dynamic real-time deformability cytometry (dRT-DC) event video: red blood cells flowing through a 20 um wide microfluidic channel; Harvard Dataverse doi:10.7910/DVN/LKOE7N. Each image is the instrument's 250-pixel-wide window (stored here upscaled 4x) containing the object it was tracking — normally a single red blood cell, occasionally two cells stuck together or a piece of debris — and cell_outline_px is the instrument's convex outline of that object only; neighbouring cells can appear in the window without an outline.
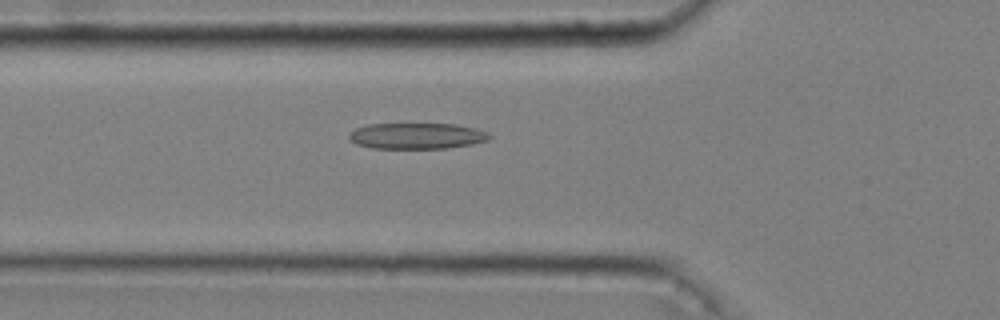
{"species": "common noctule bat (a hibernating species)", "species_latin": "Nyctalus noctula", "temperature_condition": "cold", "stored_images_in_passage": 49, "camera_frame_rate_fps": 3000, "um_per_image_px": 0.085, "animal": {"sex": "male", "body_mass_g": 20.4}, "frame": {"image": 1, "passage_image": 19, "time_ms": 6.0, "image_size_px": [1000, 320], "cell_outline_px": [[492, 136], [488, 140], [472, 144], [444, 148], [372, 148], [356, 144], [348, 136], [348, 132], [356, 128], [368, 124], [456, 124], [476, 128], [488, 132]], "centroid_in_image_um": [35.43, 11.54], "position_along_channel_um": 90.4, "area_um2": 21.27}}
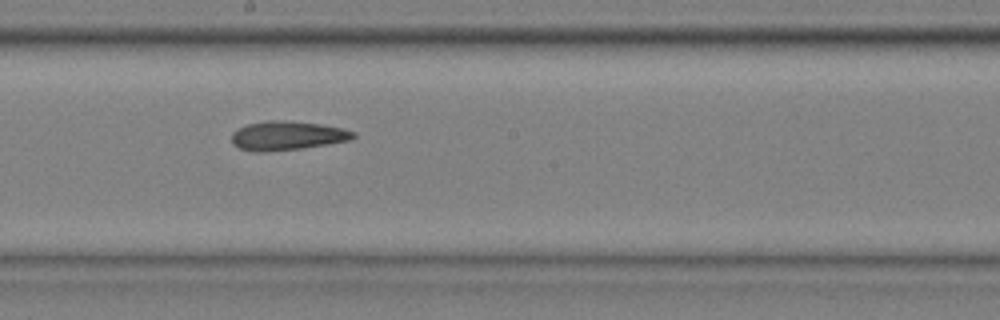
{"frame": {"image": 2, "passage_image": 30, "time_ms": 9.667, "image_size_px": [1000, 320], "cell_outline_px": [[356, 136], [352, 140], [300, 148], [264, 152], [252, 152], [240, 148], [232, 144], [232, 132], [248, 124], [268, 120], [284, 120], [320, 124], [344, 128], [356, 132]], "centroid_in_image_um": [24.43, 11.53], "position_along_channel_um": 223.8, "area_um2": 20.58}}
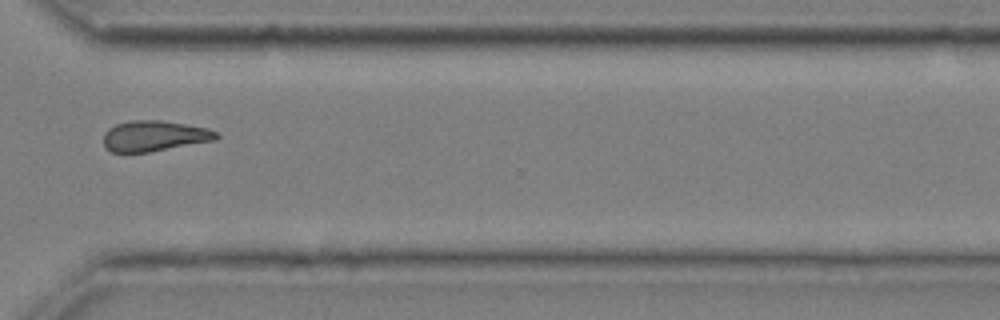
{"frame": {"image": 3, "passage_image": 41, "time_ms": 13.333, "image_size_px": [1000, 320], "cell_outline_px": [[220, 136], [216, 140], [148, 152], [112, 152], [104, 144], [104, 132], [108, 128], [116, 124], [128, 120], [160, 120], [208, 128], [216, 132]], "centroid_in_image_um": [13.11, 11.55], "position_along_channel_um": 357.5, "area_um2": 20.06}, "authors_computed_cell_mechanics": {"area_um2": 20.5768, "velocity_mm_per_s": 3.6354, "shape_relaxation_time_tau1_ms": null, "shape_relaxation_time_tau2_ms": 3.9442, "deformation_change_tau1": null, "deformation_change_tau2": 0.1314}}